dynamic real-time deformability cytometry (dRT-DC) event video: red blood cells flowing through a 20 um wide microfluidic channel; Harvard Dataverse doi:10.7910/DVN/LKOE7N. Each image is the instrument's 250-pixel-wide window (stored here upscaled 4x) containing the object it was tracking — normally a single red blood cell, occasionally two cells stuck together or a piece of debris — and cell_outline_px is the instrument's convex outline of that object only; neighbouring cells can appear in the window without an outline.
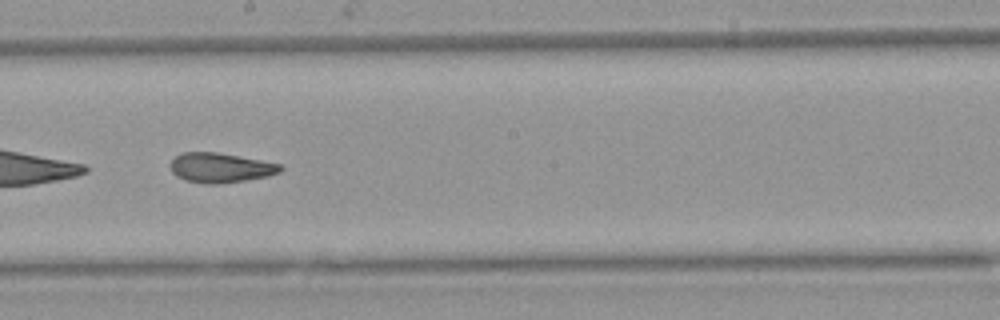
{"species": "Egyptian fruit bat (a non-hibernating species)", "species_latin": "Rousettus aegyptiacus", "temperature_condition": "warm", "stored_images_in_passage": 50, "camera_frame_rate_fps": 3000, "um_per_image_px": 0.085, "animal": {"sex": "female"}, "frame": {"image": 1, "passage_image": 29, "time_ms": 9.333, "image_size_px": [1000, 320], "cell_outline_px": [[284, 168], [280, 172], [268, 176], [244, 180], [216, 184], [204, 184], [184, 180], [176, 176], [172, 172], [168, 164], [180, 152], [216, 152], [260, 160], [280, 164]], "centroid_in_image_um": [18.69, 14.26], "position_along_channel_um": 229.5, "area_um2": 19.07}, "authors_computed_cell_mechanics": {"area_um2": 19.8543, "velocity_mm_per_s": 3.9486, "shape_relaxation_time_tau1_ms": null, "shape_relaxation_time_tau2_ms": 1.9533, "deformation_change_tau1": null, "deformation_change_tau2": 0.0934}}